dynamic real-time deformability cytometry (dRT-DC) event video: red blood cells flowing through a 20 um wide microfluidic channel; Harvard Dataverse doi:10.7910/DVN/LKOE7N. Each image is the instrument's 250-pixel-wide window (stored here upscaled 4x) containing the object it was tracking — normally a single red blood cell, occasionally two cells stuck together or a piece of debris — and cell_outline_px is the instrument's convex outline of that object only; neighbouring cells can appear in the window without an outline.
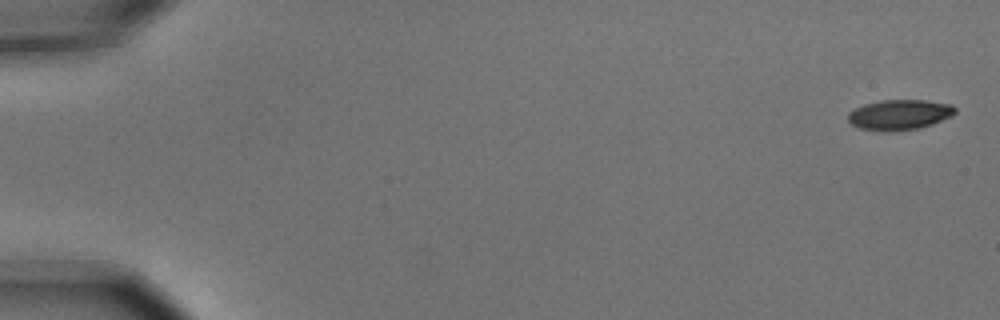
{"species": "common noctule bat (a hibernating species)", "species_latin": "Nyctalus noctula", "temperature_condition": "cold", "stored_images_in_passage": 5, "camera_frame_rate_fps": 3000, "um_per_image_px": 0.085, "animal": {"sex": "male", "body_mass_g": 15.6}, "frame": {"image": 1, "passage_image": 1, "time_ms": 0.0, "image_size_px": [1000, 320], "cell_outline_px": [[956, 112], [952, 116], [932, 124], [920, 128], [892, 132], [884, 132], [860, 128], [852, 124], [848, 120], [848, 112], [864, 104], [880, 100], [924, 100], [952, 104], [956, 108]], "centroid_in_image_um": [76.47, 9.75], "position_along_channel_um": 8.5, "area_um2": 19.07}}
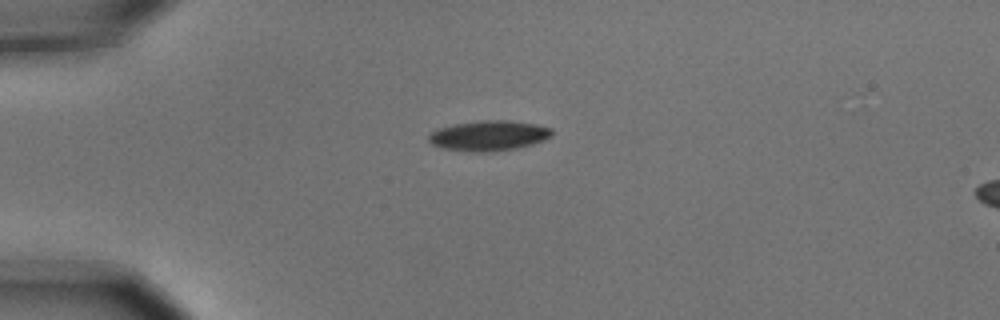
{"frame": {"image": 2, "passage_image": 4, "time_ms": 1.0, "image_size_px": [1000, 320], "cell_outline_px": [[552, 136], [544, 140], [532, 144], [516, 148], [488, 152], [468, 152], [444, 148], [432, 144], [428, 140], [428, 136], [432, 132], [440, 128], [456, 124], [480, 120], [512, 120], [536, 124], [552, 128]], "centroid_in_image_um": [41.58, 11.53], "position_along_channel_um": 43.4, "area_um2": 21.68}}